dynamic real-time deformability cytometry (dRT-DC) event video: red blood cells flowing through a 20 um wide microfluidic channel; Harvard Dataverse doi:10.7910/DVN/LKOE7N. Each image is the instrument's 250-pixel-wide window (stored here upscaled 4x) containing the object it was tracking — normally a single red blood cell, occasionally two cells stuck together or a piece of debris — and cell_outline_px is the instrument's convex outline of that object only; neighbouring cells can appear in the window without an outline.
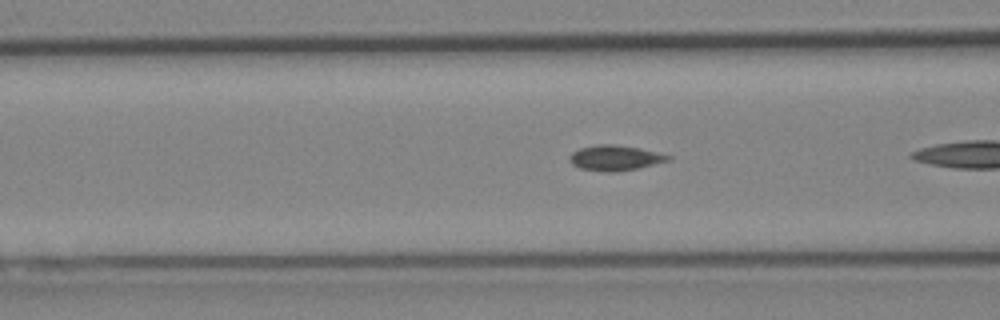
{"species": "Egyptian fruit bat (a non-hibernating species)", "species_latin": "Rousettus aegyptiacus", "temperature_condition": "cold", "stored_images_in_passage": 41, "segment_of_instrument_passage": [2, 2], "camera_frame_rate_fps": 3000, "um_per_image_px": 0.085, "animal": {"sex": "female"}, "frame": {"image": 1, "passage_image": 12, "time_ms": 3.667, "image_size_px": [1000, 320], "cell_outline_px": [[672, 160], [636, 168], [616, 172], [608, 172], [580, 168], [572, 164], [568, 160], [568, 156], [572, 152], [580, 148], [596, 144], [612, 144], [640, 148], [672, 156]], "centroid_in_image_um": [52.26, 13.41], "position_along_channel_um": 114.3, "area_um2": 14.51}}
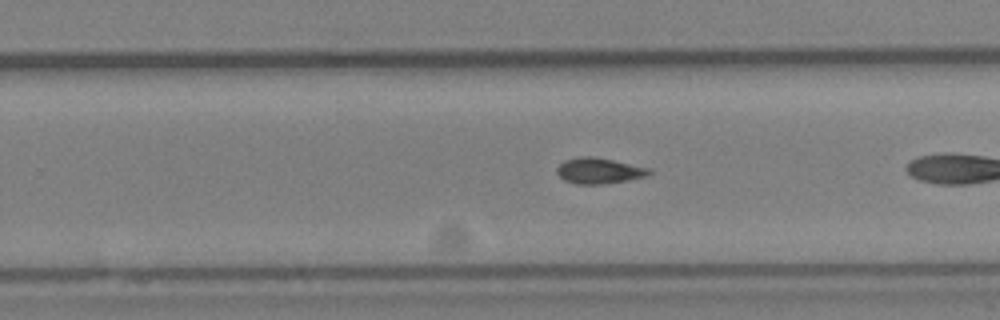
{"frame": {"image": 2, "passage_image": 24, "time_ms": 7.667, "image_size_px": [1000, 320], "cell_outline_px": [[652, 172], [644, 176], [628, 180], [600, 184], [576, 184], [564, 180], [556, 172], [556, 168], [564, 160], [580, 156], [592, 156], [652, 168]], "centroid_in_image_um": [50.9, 14.5], "position_along_channel_um": 278.9, "area_um2": 13.81}}
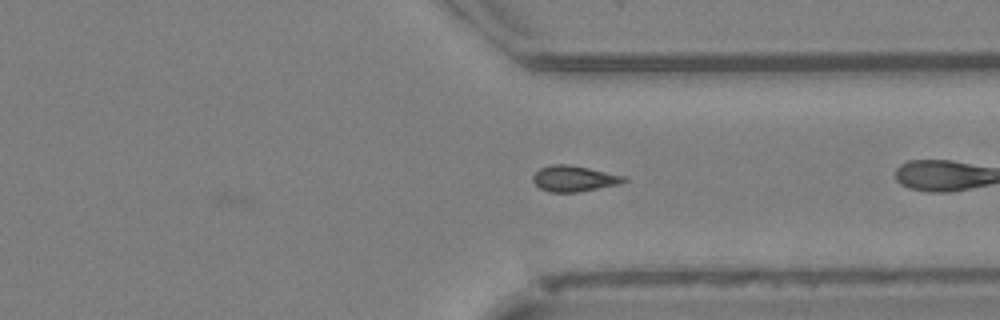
{"frame": {"image": 3, "passage_image": 30, "time_ms": 9.667, "image_size_px": [1000, 320], "cell_outline_px": [[628, 180], [620, 184], [576, 192], [548, 192], [540, 188], [532, 180], [532, 176], [540, 168], [552, 164], [568, 164], [628, 176]], "centroid_in_image_um": [48.81, 15.17], "position_along_channel_um": 362.6, "area_um2": 13.76}}